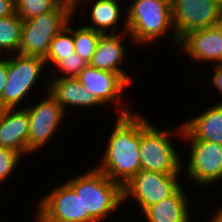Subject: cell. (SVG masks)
<instances>
[{
    "mask_svg": "<svg viewBox=\"0 0 222 222\" xmlns=\"http://www.w3.org/2000/svg\"><path fill=\"white\" fill-rule=\"evenodd\" d=\"M95 167L122 187L141 170L140 113L117 116Z\"/></svg>",
    "mask_w": 222,
    "mask_h": 222,
    "instance_id": "1",
    "label": "cell"
},
{
    "mask_svg": "<svg viewBox=\"0 0 222 222\" xmlns=\"http://www.w3.org/2000/svg\"><path fill=\"white\" fill-rule=\"evenodd\" d=\"M82 172L65 182L80 195L83 214H88V222L107 221L106 218L112 217L117 211L119 213L124 207L122 186L110 180L95 166Z\"/></svg>",
    "mask_w": 222,
    "mask_h": 222,
    "instance_id": "2",
    "label": "cell"
},
{
    "mask_svg": "<svg viewBox=\"0 0 222 222\" xmlns=\"http://www.w3.org/2000/svg\"><path fill=\"white\" fill-rule=\"evenodd\" d=\"M126 26L134 45H147L168 36L171 32V45L178 47L173 26L171 0H132L126 6Z\"/></svg>",
    "mask_w": 222,
    "mask_h": 222,
    "instance_id": "3",
    "label": "cell"
},
{
    "mask_svg": "<svg viewBox=\"0 0 222 222\" xmlns=\"http://www.w3.org/2000/svg\"><path fill=\"white\" fill-rule=\"evenodd\" d=\"M148 119L140 113L141 169L169 175L182 174V156L177 151L179 148H175L176 145L172 142L173 135L174 138L179 136L182 139V124L179 123L177 129L165 127L162 130Z\"/></svg>",
    "mask_w": 222,
    "mask_h": 222,
    "instance_id": "4",
    "label": "cell"
},
{
    "mask_svg": "<svg viewBox=\"0 0 222 222\" xmlns=\"http://www.w3.org/2000/svg\"><path fill=\"white\" fill-rule=\"evenodd\" d=\"M5 57L7 58L8 75L5 88L0 98V109L25 108L27 104L26 101H29L28 98L31 96L30 93L33 88L36 87L40 79L42 81V75L48 73L44 72V69L47 71L45 60L40 57L27 56L19 53Z\"/></svg>",
    "mask_w": 222,
    "mask_h": 222,
    "instance_id": "5",
    "label": "cell"
},
{
    "mask_svg": "<svg viewBox=\"0 0 222 222\" xmlns=\"http://www.w3.org/2000/svg\"><path fill=\"white\" fill-rule=\"evenodd\" d=\"M74 17V13L61 2L54 10L23 20L18 53L45 59L50 43Z\"/></svg>",
    "mask_w": 222,
    "mask_h": 222,
    "instance_id": "6",
    "label": "cell"
},
{
    "mask_svg": "<svg viewBox=\"0 0 222 222\" xmlns=\"http://www.w3.org/2000/svg\"><path fill=\"white\" fill-rule=\"evenodd\" d=\"M46 84V85H45ZM43 86L42 95L44 97L40 100L25 106L29 116V134L27 139V155L35 153L36 151L45 149L49 142L52 141L53 136L59 134L58 129L62 127V123L67 114L62 107L57 103L56 99L48 92L49 82ZM33 104V105H32ZM56 133V134H55Z\"/></svg>",
    "mask_w": 222,
    "mask_h": 222,
    "instance_id": "7",
    "label": "cell"
},
{
    "mask_svg": "<svg viewBox=\"0 0 222 222\" xmlns=\"http://www.w3.org/2000/svg\"><path fill=\"white\" fill-rule=\"evenodd\" d=\"M180 177L141 169L122 187L123 203L132 199L143 212L147 207L170 197L182 185L180 180L186 178Z\"/></svg>",
    "mask_w": 222,
    "mask_h": 222,
    "instance_id": "8",
    "label": "cell"
},
{
    "mask_svg": "<svg viewBox=\"0 0 222 222\" xmlns=\"http://www.w3.org/2000/svg\"><path fill=\"white\" fill-rule=\"evenodd\" d=\"M190 142L187 147L188 159H182V171L188 179L201 190L208 186L218 185L222 181V145L205 140H182ZM185 164V165H184ZM186 167H184V166ZM186 171H184V168ZM187 168V169H186ZM186 172V173H185ZM201 186V187H200Z\"/></svg>",
    "mask_w": 222,
    "mask_h": 222,
    "instance_id": "9",
    "label": "cell"
},
{
    "mask_svg": "<svg viewBox=\"0 0 222 222\" xmlns=\"http://www.w3.org/2000/svg\"><path fill=\"white\" fill-rule=\"evenodd\" d=\"M50 190L38 199L34 222H88L80 195L66 182Z\"/></svg>",
    "mask_w": 222,
    "mask_h": 222,
    "instance_id": "10",
    "label": "cell"
},
{
    "mask_svg": "<svg viewBox=\"0 0 222 222\" xmlns=\"http://www.w3.org/2000/svg\"><path fill=\"white\" fill-rule=\"evenodd\" d=\"M76 79L89 94L97 98L103 107L105 104L107 106L114 103L115 107L117 106L115 109L117 116H125L134 112L133 108L127 106V100L122 95L127 89L126 86L129 87L130 84L120 74L99 70L88 64Z\"/></svg>",
    "mask_w": 222,
    "mask_h": 222,
    "instance_id": "11",
    "label": "cell"
},
{
    "mask_svg": "<svg viewBox=\"0 0 222 222\" xmlns=\"http://www.w3.org/2000/svg\"><path fill=\"white\" fill-rule=\"evenodd\" d=\"M173 26L180 40L185 34L222 20V6L215 0H171Z\"/></svg>",
    "mask_w": 222,
    "mask_h": 222,
    "instance_id": "12",
    "label": "cell"
},
{
    "mask_svg": "<svg viewBox=\"0 0 222 222\" xmlns=\"http://www.w3.org/2000/svg\"><path fill=\"white\" fill-rule=\"evenodd\" d=\"M183 52L196 63H222V38L219 23L216 26L195 30L185 34L180 40L177 50Z\"/></svg>",
    "mask_w": 222,
    "mask_h": 222,
    "instance_id": "13",
    "label": "cell"
},
{
    "mask_svg": "<svg viewBox=\"0 0 222 222\" xmlns=\"http://www.w3.org/2000/svg\"><path fill=\"white\" fill-rule=\"evenodd\" d=\"M126 37L134 45L128 32L101 34L89 65L99 70L120 74L132 85L133 77L125 72V68L123 69V63L127 56L126 52L130 48L124 43Z\"/></svg>",
    "mask_w": 222,
    "mask_h": 222,
    "instance_id": "14",
    "label": "cell"
},
{
    "mask_svg": "<svg viewBox=\"0 0 222 222\" xmlns=\"http://www.w3.org/2000/svg\"><path fill=\"white\" fill-rule=\"evenodd\" d=\"M84 4L85 5H81L82 7H79L78 11L74 13L76 17L78 12H84L85 9L89 10L88 13H85L87 14L86 18H88L89 23H87L86 20V24L83 26L102 34L127 32L126 8H124L126 6H124V4L122 5L120 2L114 0H90ZM87 4H90V7L88 6L87 8ZM80 8L82 10H80ZM123 13H125L124 17L122 15ZM122 20L124 22H122ZM120 24L123 25V27L119 26Z\"/></svg>",
    "mask_w": 222,
    "mask_h": 222,
    "instance_id": "15",
    "label": "cell"
},
{
    "mask_svg": "<svg viewBox=\"0 0 222 222\" xmlns=\"http://www.w3.org/2000/svg\"><path fill=\"white\" fill-rule=\"evenodd\" d=\"M29 116L25 108L0 109V147L27 155Z\"/></svg>",
    "mask_w": 222,
    "mask_h": 222,
    "instance_id": "16",
    "label": "cell"
},
{
    "mask_svg": "<svg viewBox=\"0 0 222 222\" xmlns=\"http://www.w3.org/2000/svg\"><path fill=\"white\" fill-rule=\"evenodd\" d=\"M212 104L191 119L181 122V140H205L222 145V104Z\"/></svg>",
    "mask_w": 222,
    "mask_h": 222,
    "instance_id": "17",
    "label": "cell"
},
{
    "mask_svg": "<svg viewBox=\"0 0 222 222\" xmlns=\"http://www.w3.org/2000/svg\"><path fill=\"white\" fill-rule=\"evenodd\" d=\"M48 81V92L67 115L70 113L68 110L73 108L87 110V108H94L96 105L102 107L97 98L89 94L76 78H48Z\"/></svg>",
    "mask_w": 222,
    "mask_h": 222,
    "instance_id": "18",
    "label": "cell"
},
{
    "mask_svg": "<svg viewBox=\"0 0 222 222\" xmlns=\"http://www.w3.org/2000/svg\"><path fill=\"white\" fill-rule=\"evenodd\" d=\"M182 186L170 197L147 207L141 212L144 215L143 219H146V222H191L193 216L191 215V202L187 196L189 193L184 188L186 186L183 184Z\"/></svg>",
    "mask_w": 222,
    "mask_h": 222,
    "instance_id": "19",
    "label": "cell"
},
{
    "mask_svg": "<svg viewBox=\"0 0 222 222\" xmlns=\"http://www.w3.org/2000/svg\"><path fill=\"white\" fill-rule=\"evenodd\" d=\"M74 19L75 18H72L67 26L58 32L52 39L48 54L44 59L46 67H48L47 70L51 65L55 67L61 60L71 56L75 52L72 27Z\"/></svg>",
    "mask_w": 222,
    "mask_h": 222,
    "instance_id": "20",
    "label": "cell"
},
{
    "mask_svg": "<svg viewBox=\"0 0 222 222\" xmlns=\"http://www.w3.org/2000/svg\"><path fill=\"white\" fill-rule=\"evenodd\" d=\"M22 25L23 20L16 13L0 18V54L2 56L18 53Z\"/></svg>",
    "mask_w": 222,
    "mask_h": 222,
    "instance_id": "21",
    "label": "cell"
},
{
    "mask_svg": "<svg viewBox=\"0 0 222 222\" xmlns=\"http://www.w3.org/2000/svg\"><path fill=\"white\" fill-rule=\"evenodd\" d=\"M101 34L83 26V24L73 27L75 53L89 63L95 53Z\"/></svg>",
    "mask_w": 222,
    "mask_h": 222,
    "instance_id": "22",
    "label": "cell"
},
{
    "mask_svg": "<svg viewBox=\"0 0 222 222\" xmlns=\"http://www.w3.org/2000/svg\"><path fill=\"white\" fill-rule=\"evenodd\" d=\"M62 0H14L15 13L22 19H30L54 10Z\"/></svg>",
    "mask_w": 222,
    "mask_h": 222,
    "instance_id": "23",
    "label": "cell"
},
{
    "mask_svg": "<svg viewBox=\"0 0 222 222\" xmlns=\"http://www.w3.org/2000/svg\"><path fill=\"white\" fill-rule=\"evenodd\" d=\"M24 156L19 152L8 148L0 147V185L6 183L16 173L17 167L20 168ZM1 187V186H0Z\"/></svg>",
    "mask_w": 222,
    "mask_h": 222,
    "instance_id": "24",
    "label": "cell"
},
{
    "mask_svg": "<svg viewBox=\"0 0 222 222\" xmlns=\"http://www.w3.org/2000/svg\"><path fill=\"white\" fill-rule=\"evenodd\" d=\"M88 64V62L74 52L71 56L61 60L55 67H50L52 69L50 70L51 72L53 69L59 72L58 74L55 72L54 77L51 75L50 78H76Z\"/></svg>",
    "mask_w": 222,
    "mask_h": 222,
    "instance_id": "25",
    "label": "cell"
},
{
    "mask_svg": "<svg viewBox=\"0 0 222 222\" xmlns=\"http://www.w3.org/2000/svg\"><path fill=\"white\" fill-rule=\"evenodd\" d=\"M212 66H214L213 67L214 69H212L214 71H213L212 76L208 77L211 79L209 83L211 84V86H214V90L219 91L218 93L221 97L222 96V63L214 64ZM221 100H222V97H221ZM221 100L219 99L218 102L216 101V103L222 104Z\"/></svg>",
    "mask_w": 222,
    "mask_h": 222,
    "instance_id": "26",
    "label": "cell"
},
{
    "mask_svg": "<svg viewBox=\"0 0 222 222\" xmlns=\"http://www.w3.org/2000/svg\"><path fill=\"white\" fill-rule=\"evenodd\" d=\"M14 13V0H0V18L11 16Z\"/></svg>",
    "mask_w": 222,
    "mask_h": 222,
    "instance_id": "27",
    "label": "cell"
},
{
    "mask_svg": "<svg viewBox=\"0 0 222 222\" xmlns=\"http://www.w3.org/2000/svg\"><path fill=\"white\" fill-rule=\"evenodd\" d=\"M7 58L3 56L0 59V98L2 96L3 89L5 88V84L7 81Z\"/></svg>",
    "mask_w": 222,
    "mask_h": 222,
    "instance_id": "28",
    "label": "cell"
},
{
    "mask_svg": "<svg viewBox=\"0 0 222 222\" xmlns=\"http://www.w3.org/2000/svg\"><path fill=\"white\" fill-rule=\"evenodd\" d=\"M87 1L90 0H62V2L73 12L75 13L81 5H84ZM82 2V3H81ZM80 4V5H79Z\"/></svg>",
    "mask_w": 222,
    "mask_h": 222,
    "instance_id": "29",
    "label": "cell"
},
{
    "mask_svg": "<svg viewBox=\"0 0 222 222\" xmlns=\"http://www.w3.org/2000/svg\"><path fill=\"white\" fill-rule=\"evenodd\" d=\"M205 222H222V205L219 207L216 213L213 214L211 218H209V221Z\"/></svg>",
    "mask_w": 222,
    "mask_h": 222,
    "instance_id": "30",
    "label": "cell"
},
{
    "mask_svg": "<svg viewBox=\"0 0 222 222\" xmlns=\"http://www.w3.org/2000/svg\"><path fill=\"white\" fill-rule=\"evenodd\" d=\"M114 1H118V2H120V3H127L125 6H127L132 0H114Z\"/></svg>",
    "mask_w": 222,
    "mask_h": 222,
    "instance_id": "31",
    "label": "cell"
},
{
    "mask_svg": "<svg viewBox=\"0 0 222 222\" xmlns=\"http://www.w3.org/2000/svg\"><path fill=\"white\" fill-rule=\"evenodd\" d=\"M219 31L222 38V20L219 22Z\"/></svg>",
    "mask_w": 222,
    "mask_h": 222,
    "instance_id": "32",
    "label": "cell"
},
{
    "mask_svg": "<svg viewBox=\"0 0 222 222\" xmlns=\"http://www.w3.org/2000/svg\"><path fill=\"white\" fill-rule=\"evenodd\" d=\"M222 6V0H215Z\"/></svg>",
    "mask_w": 222,
    "mask_h": 222,
    "instance_id": "33",
    "label": "cell"
}]
</instances>
